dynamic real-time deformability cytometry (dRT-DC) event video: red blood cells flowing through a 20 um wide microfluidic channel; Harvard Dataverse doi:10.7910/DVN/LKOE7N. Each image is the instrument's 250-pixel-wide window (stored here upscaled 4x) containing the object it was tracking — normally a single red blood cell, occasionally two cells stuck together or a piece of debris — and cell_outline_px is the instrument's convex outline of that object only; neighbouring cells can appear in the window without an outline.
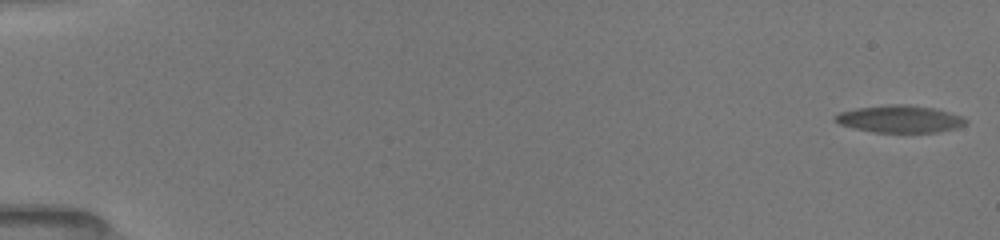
{"species": "common noctule bat (a hibernating species)", "species_latin": "Nyctalus noctula", "temperature_condition": "room temperature", "stored_images_in_passage": 31, "camera_frame_rate_fps": 3000, "um_per_image_px": 0.085, "animal": {"sex": "female", "body_mass_g": 19.5, "forearm_length_mm": 54.1}, "frame": {"image": 1, "passage_image": 1, "time_ms": 0.0, "image_size_px": [1000, 240], "cell_outline_px": [[968, 120], [964, 124], [956, 128], [936, 132], [876, 132], [856, 128], [840, 124], [832, 116], [840, 112], [860, 108], [892, 104], [900, 104], [932, 108], [960, 116]], "centroid_in_image_um": [76.47, 10.12], "position_along_channel_um": 8.5, "area_um2": 20.11}}